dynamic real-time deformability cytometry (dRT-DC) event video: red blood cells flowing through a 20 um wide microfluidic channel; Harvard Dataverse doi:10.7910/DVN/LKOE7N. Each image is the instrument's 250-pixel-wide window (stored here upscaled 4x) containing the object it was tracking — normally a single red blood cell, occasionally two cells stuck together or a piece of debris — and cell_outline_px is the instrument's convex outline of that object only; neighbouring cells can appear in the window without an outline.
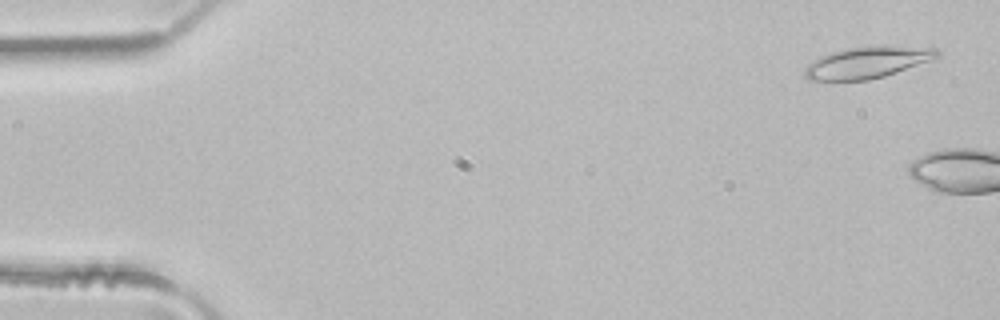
{"species": "common noctule bat (a hibernating species)", "species_latin": "Nyctalus noctula", "temperature_condition": "room temperature", "stored_images_in_passage": 5, "camera_frame_rate_fps": 3000, "um_per_image_px": 0.085, "animal": {"sex": "male", "body_mass_g": 21.5, "forearm_length_mm": 52.0}, "frame": {"image": 1, "passage_image": 2, "time_ms": 0.333, "image_size_px": [1000, 320], "cell_outline_px": [[940, 56], [932, 60], [884, 76], [868, 80], [808, 80], [804, 76], [804, 68], [808, 64], [820, 56], [832, 52], [848, 48], [936, 48], [940, 52]], "centroid_in_image_um": [73.66, 5.35], "position_along_channel_um": 11.3, "area_um2": 23.35}}